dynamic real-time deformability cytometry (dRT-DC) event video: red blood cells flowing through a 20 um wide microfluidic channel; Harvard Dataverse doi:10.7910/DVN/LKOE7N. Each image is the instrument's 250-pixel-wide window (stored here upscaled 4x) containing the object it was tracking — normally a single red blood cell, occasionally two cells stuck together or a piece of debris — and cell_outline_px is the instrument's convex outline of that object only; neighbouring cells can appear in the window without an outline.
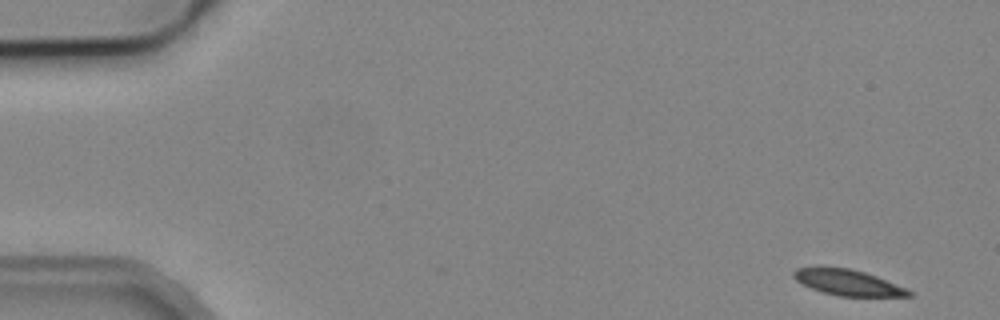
{"species": "common noctule bat (a hibernating species)", "species_latin": "Nyctalus noctula", "temperature_condition": "cold", "stored_images_in_passage": 7, "camera_frame_rate_fps": 3000, "um_per_image_px": 0.085, "animal": {"sex": "male", "body_mass_g": 19.2, "forearm_length_mm": 51.8}, "frame": {"image": 1, "passage_image": 1, "time_ms": 0.0, "image_size_px": [1000, 320], "cell_outline_px": [[912, 296], [840, 296], [824, 292], [812, 288], [796, 280], [792, 276], [792, 272], [796, 268], [848, 268], [864, 272], [876, 276], [904, 288], [912, 292]], "centroid_in_image_um": [72.06, 24.02], "position_along_channel_um": 12.9, "area_um2": 16.7}}